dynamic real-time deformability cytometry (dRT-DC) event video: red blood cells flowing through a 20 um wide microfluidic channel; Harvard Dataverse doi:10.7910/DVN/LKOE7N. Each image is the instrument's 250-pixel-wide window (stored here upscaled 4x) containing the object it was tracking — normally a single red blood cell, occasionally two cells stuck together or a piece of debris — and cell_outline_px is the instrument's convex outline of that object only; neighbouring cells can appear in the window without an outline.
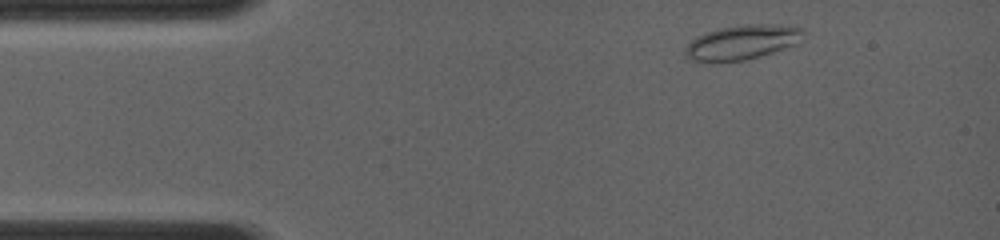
{"species": "common noctule bat (a hibernating species)", "species_latin": "Nyctalus noctula", "temperature_condition": "room temperature", "stored_images_in_passage": 9, "camera_frame_rate_fps": 4000, "um_per_image_px": 0.085, "animal": {"sex": "female", "body_mass_g": 19.0, "forearm_length_mm": 56.7}, "frame": {"image": 1, "passage_image": 2, "time_ms": 0.5, "image_size_px": [1000, 240], "cell_outline_px": [[804, 32], [800, 44], [760, 56], [744, 60], [712, 64], [704, 64], [688, 60], [684, 56], [684, 48], [696, 36], [720, 28], [736, 24], [776, 24], [800, 28]], "centroid_in_image_um": [63.02, 3.63], "position_along_channel_um": 22.0, "area_um2": 24.62}}
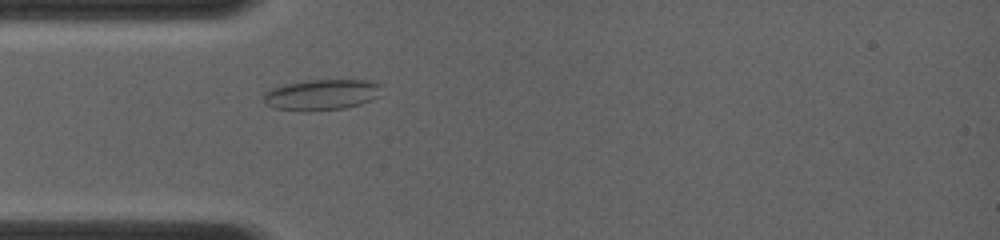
{"frame": {"image": 2, "passage_image": 6, "time_ms": 2.75, "image_size_px": [1000, 240], "cell_outline_px": [[384, 84], [380, 96], [360, 104], [344, 108], [308, 112], [272, 108], [260, 96], [268, 88], [284, 84], [308, 80], [368, 80]], "centroid_in_image_um": [27.33, 8.05], "position_along_channel_um": 57.7, "area_um2": 21.73}}
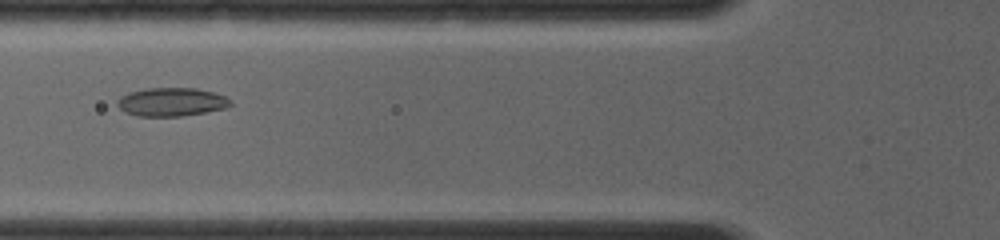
{"frame": {"image": 3, "passage_image": 8, "time_ms": 4.0, "image_size_px": [1000, 240], "cell_outline_px": [[232, 104], [224, 108], [204, 112], [180, 116], [136, 116], [124, 112], [116, 104], [116, 100], [120, 96], [128, 92], [148, 88], [196, 88], [212, 92], [224, 96], [232, 100]], "centroid_in_image_um": [14.53, 8.66], "position_along_channel_um": 111.3, "area_um2": 18.79}}